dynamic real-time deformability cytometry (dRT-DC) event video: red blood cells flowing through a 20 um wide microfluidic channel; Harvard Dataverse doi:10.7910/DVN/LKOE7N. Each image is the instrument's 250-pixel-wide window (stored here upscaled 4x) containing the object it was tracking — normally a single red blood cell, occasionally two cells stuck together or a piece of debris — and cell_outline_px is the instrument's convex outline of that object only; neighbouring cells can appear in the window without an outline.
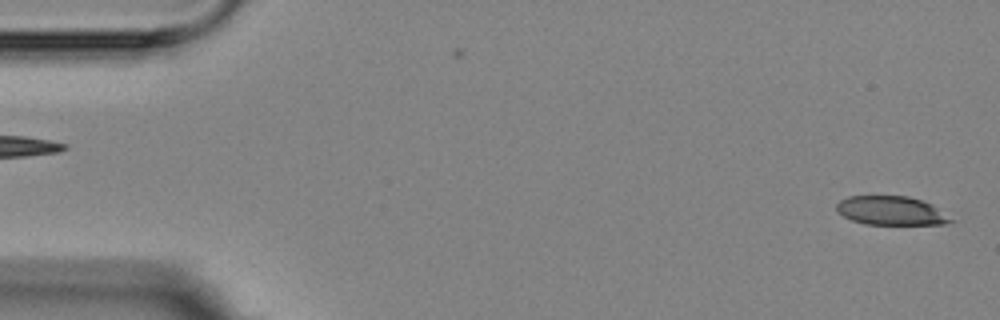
{"species": "Egyptian fruit bat (a non-hibernating species)", "species_latin": "Rousettus aegyptiacus", "temperature_condition": "room temperature", "stored_images_in_passage": 4, "camera_frame_rate_fps": 3000, "um_per_image_px": 0.085, "animal": {"sex": "female"}, "frame": {"image": 1, "passage_image": 1, "time_ms": 0.0, "image_size_px": [1000, 320], "cell_outline_px": [[956, 220], [944, 224], [864, 224], [852, 220], [844, 216], [836, 208], [836, 204], [840, 200], [848, 196], [908, 196], [932, 204]], "centroid_in_image_um": [75.77, 17.91], "position_along_channel_um": 9.2, "area_um2": 19.13}}
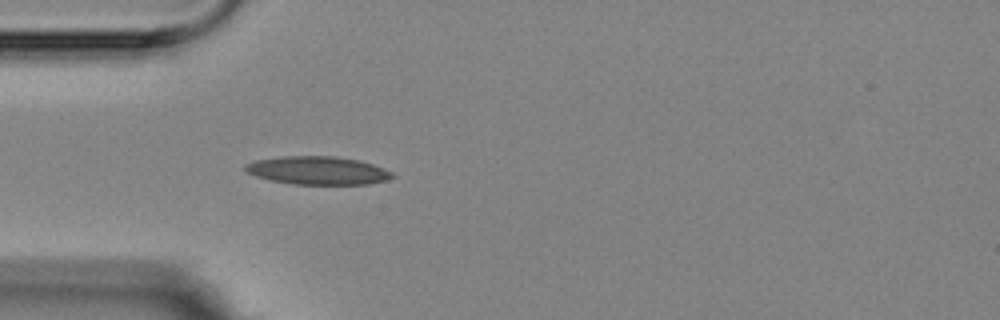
{"frame": {"image": 2, "passage_image": 4, "time_ms": 4.667, "image_size_px": [1000, 320], "cell_outline_px": [[396, 176], [384, 180], [368, 184], [292, 184], [272, 180], [256, 176], [248, 172], [244, 168], [244, 164], [256, 160], [284, 156], [336, 156], [356, 160], [372, 164], [384, 168], [392, 172]], "centroid_in_image_um": [27.01, 14.49], "position_along_channel_um": 58.0, "area_um2": 23.93}}